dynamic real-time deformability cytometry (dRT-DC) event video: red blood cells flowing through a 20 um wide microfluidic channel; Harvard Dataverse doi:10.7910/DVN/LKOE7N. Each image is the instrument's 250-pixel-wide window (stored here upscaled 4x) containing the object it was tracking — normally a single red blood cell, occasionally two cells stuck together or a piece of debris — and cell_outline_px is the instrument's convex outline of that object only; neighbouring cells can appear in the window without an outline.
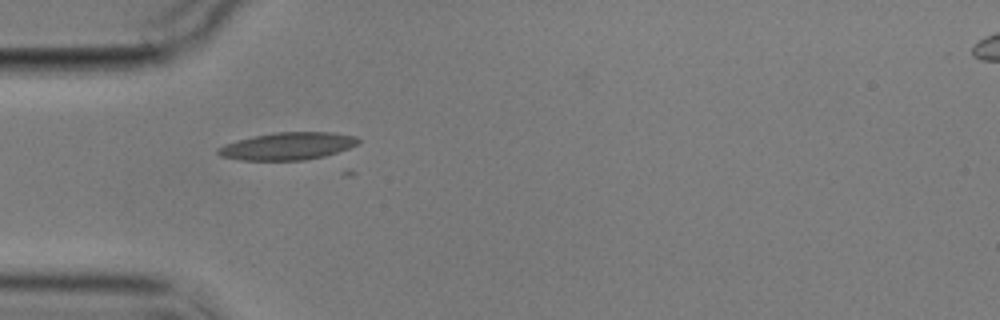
{"species": "common noctule bat (a hibernating species)", "species_latin": "Nyctalus noctula", "temperature_condition": "cold", "stored_images_in_passage": 3, "camera_frame_rate_fps": 3000, "um_per_image_px": 0.085, "animal": {"sex": "male", "body_mass_g": 17.9}, "frame": {"image": 1, "passage_image": 1, "time_ms": 0.0, "image_size_px": [1000, 320], "cell_outline_px": [[360, 140], [356, 144], [348, 148], [324, 156], [304, 160], [240, 160], [220, 156], [216, 152], [216, 148], [224, 144], [236, 140], [276, 132], [332, 132], [356, 136]], "centroid_in_image_um": [24.41, 12.42], "position_along_channel_um": 60.6, "area_um2": 22.31}}
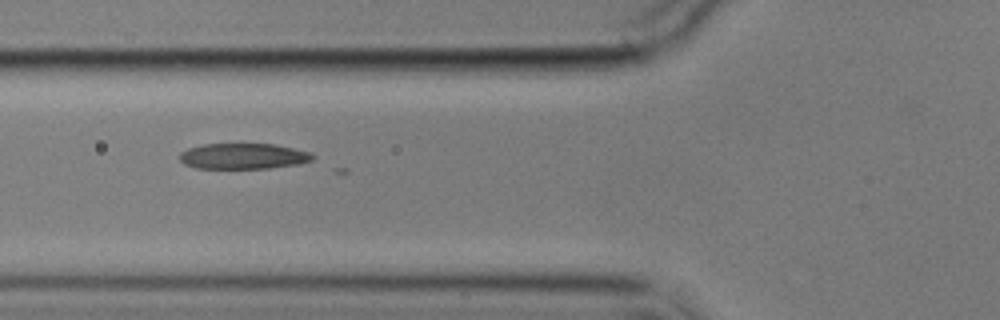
{"frame": {"image": 2, "passage_image": 2, "time_ms": 1.333, "image_size_px": [1000, 320], "cell_outline_px": [[316, 156], [312, 160], [300, 164], [268, 168], [196, 168], [184, 164], [180, 160], [180, 152], [188, 148], [204, 144], [276, 144], [312, 152]], "centroid_in_image_um": [20.72, 13.27], "position_along_channel_um": 105.1, "area_um2": 20.06}}
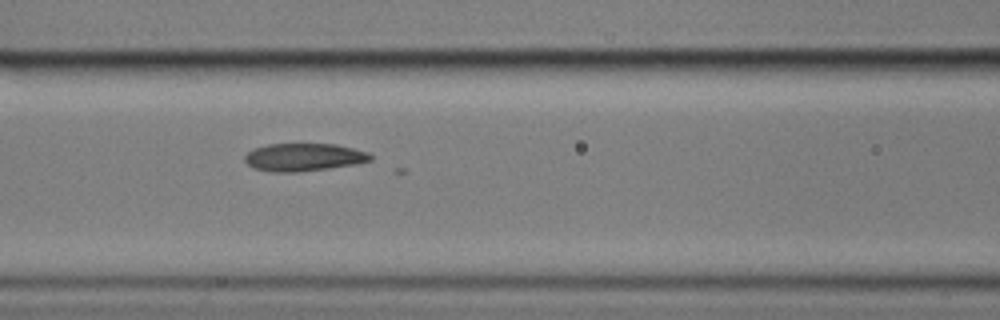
{"frame": {"image": 3, "passage_image": 3, "time_ms": 2.333, "image_size_px": [1000, 320], "cell_outline_px": [[372, 160], [356, 164], [328, 168], [296, 172], [272, 172], [256, 168], [248, 164], [244, 160], [244, 156], [248, 152], [256, 148], [268, 144], [336, 144], [368, 152], [372, 156]], "centroid_in_image_um": [25.83, 13.36], "position_along_channel_um": 140.8, "area_um2": 20.17}}